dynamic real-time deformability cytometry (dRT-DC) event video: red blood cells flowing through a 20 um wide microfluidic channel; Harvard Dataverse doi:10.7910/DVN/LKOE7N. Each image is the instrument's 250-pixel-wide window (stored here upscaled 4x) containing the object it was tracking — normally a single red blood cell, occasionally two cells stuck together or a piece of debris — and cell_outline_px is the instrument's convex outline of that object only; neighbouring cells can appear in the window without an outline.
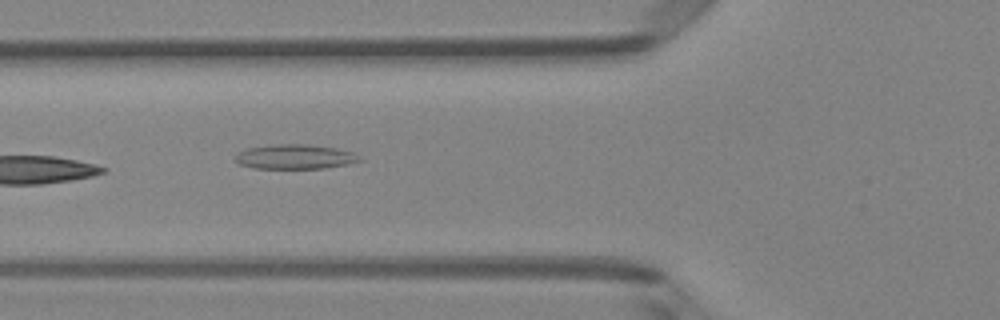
{"species": "Egyptian fruit bat (a non-hibernating species)", "species_latin": "Rousettus aegyptiacus", "temperature_condition": "room temperature", "stored_images_in_passage": 5, "camera_frame_rate_fps": 3000, "um_per_image_px": 0.085, "animal": {"sex": "female"}, "frame": {"image": 1, "passage_image": 4, "time_ms": 1.0, "image_size_px": [1000, 320], "cell_outline_px": [[364, 160], [348, 164], [324, 168], [256, 168], [240, 164], [236, 160], [236, 156], [240, 152], [248, 148], [276, 144], [308, 144], [336, 148], [352, 152]], "centroid_in_image_um": [25.12, 13.32], "position_along_channel_um": 100.7, "area_um2": 17.57}}
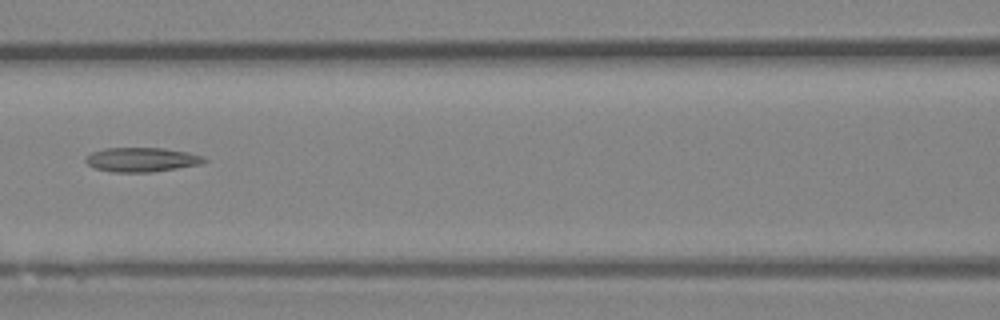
{"frame": {"image": 2, "passage_image": 5, "time_ms": 1.333, "image_size_px": [1000, 320], "cell_outline_px": [[208, 160], [200, 164], [152, 172], [112, 172], [96, 168], [88, 164], [84, 160], [92, 152], [104, 148], [164, 148], [188, 152], [204, 156]], "centroid_in_image_um": [12.06, 13.56], "position_along_channel_um": 154.5, "area_um2": 16.7}}